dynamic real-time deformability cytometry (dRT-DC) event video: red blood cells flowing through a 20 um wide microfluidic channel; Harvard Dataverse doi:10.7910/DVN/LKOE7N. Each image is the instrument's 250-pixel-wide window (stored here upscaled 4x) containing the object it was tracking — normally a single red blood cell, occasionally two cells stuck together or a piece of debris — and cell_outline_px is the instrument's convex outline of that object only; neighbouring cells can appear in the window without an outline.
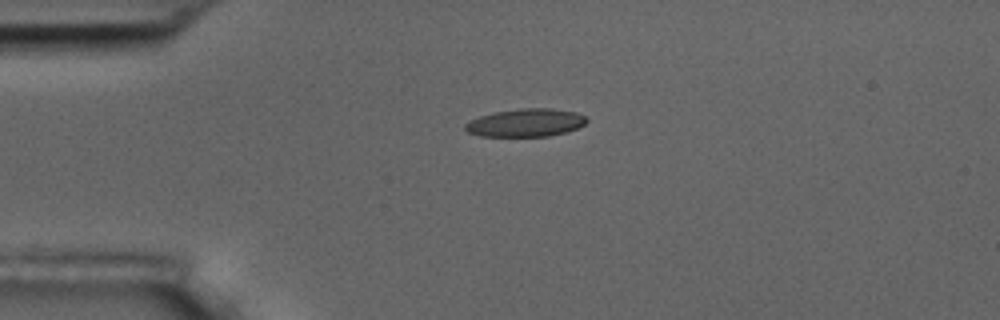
{"species": "common noctule bat (a hibernating species)", "species_latin": "Nyctalus noctula", "temperature_condition": "room temperature", "stored_images_in_passage": 2, "camera_frame_rate_fps": 3000, "um_per_image_px": 0.085, "animal": {"sex": "male", "body_mass_g": 17.5, "forearm_length_mm": 52.3}, "frame": {"image": 1, "passage_image": 1, "time_ms": 0.0, "image_size_px": [1000, 320], "cell_outline_px": [[588, 120], [584, 124], [568, 132], [548, 136], [480, 136], [468, 132], [464, 128], [464, 124], [468, 120], [480, 116], [496, 112], [520, 108], [552, 108], [576, 112], [584, 116]], "centroid_in_image_um": [44.67, 10.43], "position_along_channel_um": 40.3, "area_um2": 19.83}}